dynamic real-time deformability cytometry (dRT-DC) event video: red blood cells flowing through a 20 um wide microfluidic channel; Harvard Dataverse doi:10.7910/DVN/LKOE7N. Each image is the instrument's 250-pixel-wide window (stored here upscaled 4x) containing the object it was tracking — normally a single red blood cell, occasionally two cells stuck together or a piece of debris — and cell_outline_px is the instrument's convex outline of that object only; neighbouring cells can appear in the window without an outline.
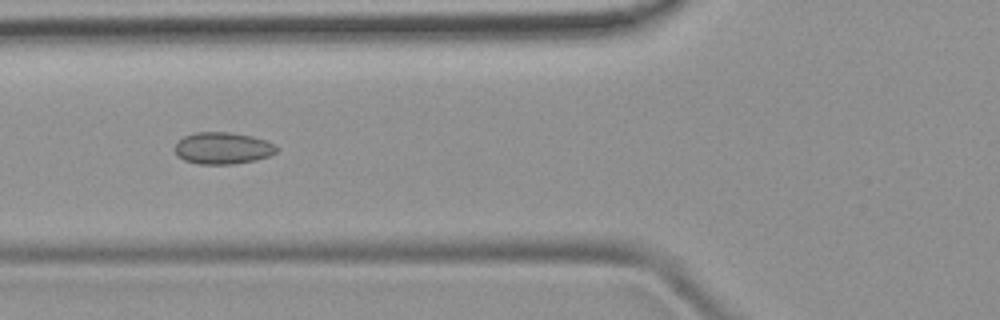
{"species": "common noctule bat (a hibernating species)", "species_latin": "Nyctalus noctula", "temperature_condition": "room temperature", "stored_images_in_passage": 4, "camera_frame_rate_fps": 3000, "um_per_image_px": 0.085, "animal": {"sex": "female", "body_mass_g": 19.9}, "frame": {"image": 1, "passage_image": 3, "time_ms": 2.0, "image_size_px": [1000, 320], "cell_outline_px": [[280, 148], [276, 152], [268, 156], [256, 160], [232, 164], [196, 164], [184, 160], [176, 156], [176, 144], [184, 136], [196, 132], [232, 132], [252, 136], [276, 144]], "centroid_in_image_um": [18.95, 12.59], "position_along_channel_um": 106.8, "area_um2": 18.96}}
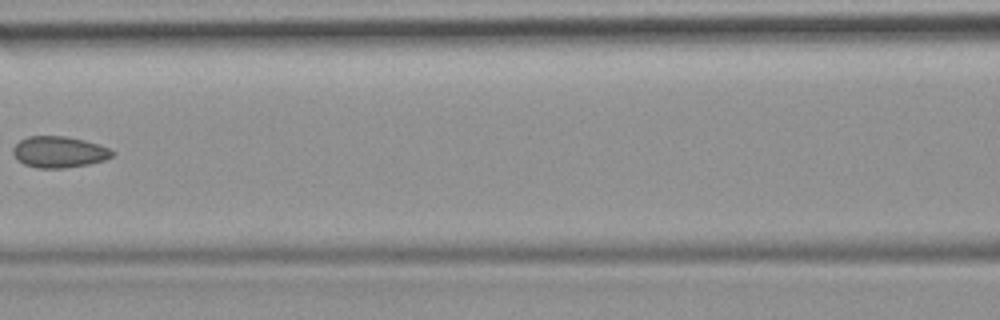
{"frame": {"image": 2, "passage_image": 4, "time_ms": 3.333, "image_size_px": [1000, 320], "cell_outline_px": [[116, 152], [112, 156], [104, 160], [88, 164], [64, 168], [36, 168], [24, 164], [16, 160], [12, 152], [12, 148], [20, 140], [28, 136], [64, 136], [84, 140], [108, 148]], "centroid_in_image_um": [4.98, 12.92], "position_along_channel_um": 161.6, "area_um2": 18.09}}